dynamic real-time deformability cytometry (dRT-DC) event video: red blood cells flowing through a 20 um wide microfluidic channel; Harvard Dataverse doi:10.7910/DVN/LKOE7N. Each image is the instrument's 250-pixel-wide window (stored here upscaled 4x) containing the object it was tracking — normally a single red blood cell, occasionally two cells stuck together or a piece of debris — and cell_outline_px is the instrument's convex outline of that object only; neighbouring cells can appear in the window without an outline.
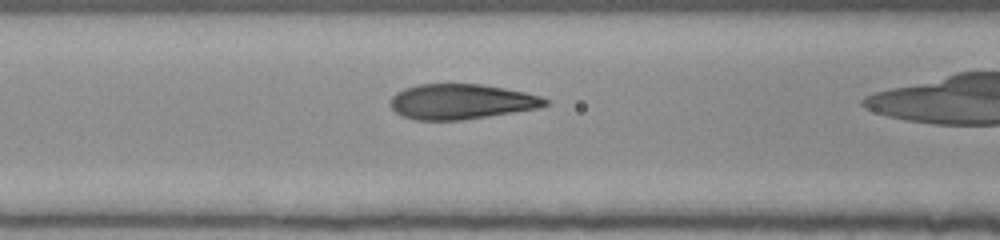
{"species": "human", "species_latin": "Homo sapiens", "temperature_condition": "room temperature", "stored_images_in_passage": 33, "camera_frame_rate_fps": 3000, "um_per_image_px": 0.085, "donor": {"sex": "female"}, "frame": {"image": 1, "passage_image": 13, "time_ms": 4.0, "image_size_px": [1000, 240], "cell_outline_px": [[548, 104], [536, 108], [488, 116], [460, 120], [416, 120], [404, 116], [396, 112], [388, 104], [388, 100], [396, 92], [404, 88], [416, 84], [480, 84], [504, 88], [524, 92], [540, 96], [548, 100]], "centroid_in_image_um": [39.13, 8.63], "position_along_channel_um": 127.5, "area_um2": 31.62}}
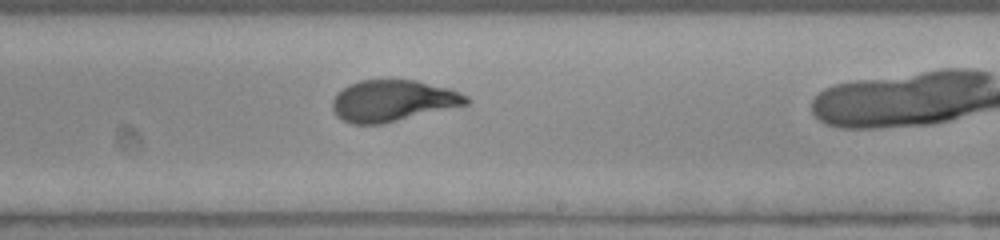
{"frame": {"image": 2, "passage_image": 23, "time_ms": 7.333, "image_size_px": [1000, 240], "cell_outline_px": [[472, 100], [468, 104], [384, 124], [352, 124], [336, 116], [332, 108], [332, 100], [348, 84], [360, 80], [416, 80], [448, 88], [460, 92], [468, 96]], "centroid_in_image_um": [33.41, 8.57], "position_along_channel_um": 255.6, "area_um2": 32.31}}
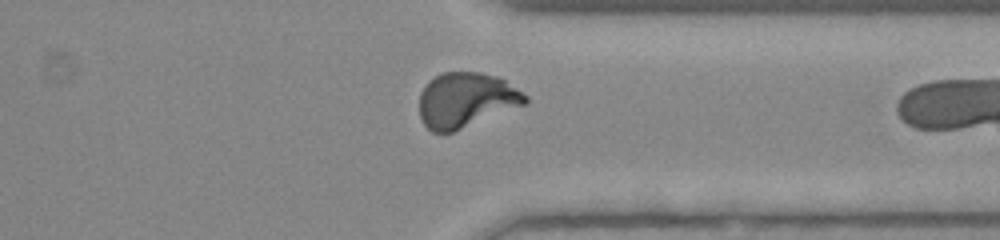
{"frame": {"image": 3, "passage_image": 32, "time_ms": 10.333, "image_size_px": [1000, 240], "cell_outline_px": [[528, 104], [452, 132], [432, 132], [424, 124], [420, 116], [420, 92], [428, 80], [444, 72], [480, 72], [504, 80], [528, 96]], "centroid_in_image_um": [39.61, 8.51], "position_along_channel_um": 371.8, "area_um2": 33.81}}